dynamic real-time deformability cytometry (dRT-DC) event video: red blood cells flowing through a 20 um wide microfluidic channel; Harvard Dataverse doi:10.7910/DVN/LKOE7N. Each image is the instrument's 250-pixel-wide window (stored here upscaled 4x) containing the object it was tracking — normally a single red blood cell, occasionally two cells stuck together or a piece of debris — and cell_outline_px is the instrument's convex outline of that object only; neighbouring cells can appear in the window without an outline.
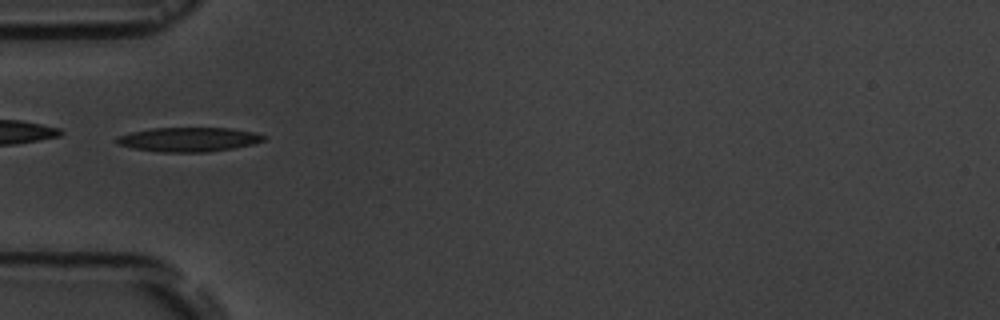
{"species": "common noctule bat (a hibernating species)", "species_latin": "Nyctalus noctula", "temperature_condition": "room temperature", "stored_images_in_passage": 12, "camera_frame_rate_fps": 3000, "um_per_image_px": 0.085, "animal": {"sex": "male", "body_mass_g": 19.5, "forearm_length_mm": 54.6}, "frame": {"image": 1, "passage_image": 6, "time_ms": 5.667, "image_size_px": [1000, 320], "cell_outline_px": [[264, 140], [252, 144], [232, 148], [208, 152], [160, 152], [132, 148], [116, 144], [116, 136], [132, 132], [152, 128], [228, 128], [256, 132], [264, 136]], "centroid_in_image_um": [16.0, 11.85], "position_along_channel_um": 69.0, "area_um2": 20.75}}
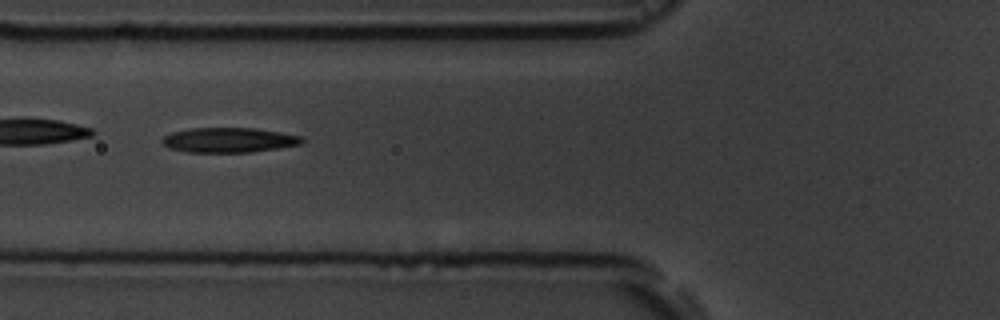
{"frame": {"image": 2, "passage_image": 7, "time_ms": 6.667, "image_size_px": [1000, 320], "cell_outline_px": [[304, 140], [300, 144], [252, 152], [188, 152], [168, 148], [160, 140], [164, 136], [172, 132], [192, 128], [256, 128], [304, 136]], "centroid_in_image_um": [19.45, 11.9], "position_along_channel_um": 106.3, "area_um2": 20.23}}
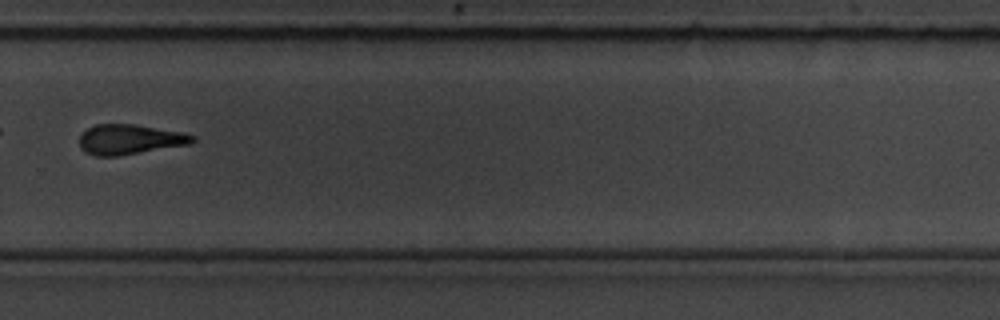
{"frame": {"image": 3, "passage_image": 12, "time_ms": 12.333, "image_size_px": [1000, 320], "cell_outline_px": [[196, 140], [188, 144], [120, 156], [96, 156], [84, 152], [80, 148], [80, 136], [88, 128], [96, 124], [132, 124], [184, 132], [196, 136]], "centroid_in_image_um": [11.03, 11.85], "position_along_channel_um": 318.8, "area_um2": 19.77}}